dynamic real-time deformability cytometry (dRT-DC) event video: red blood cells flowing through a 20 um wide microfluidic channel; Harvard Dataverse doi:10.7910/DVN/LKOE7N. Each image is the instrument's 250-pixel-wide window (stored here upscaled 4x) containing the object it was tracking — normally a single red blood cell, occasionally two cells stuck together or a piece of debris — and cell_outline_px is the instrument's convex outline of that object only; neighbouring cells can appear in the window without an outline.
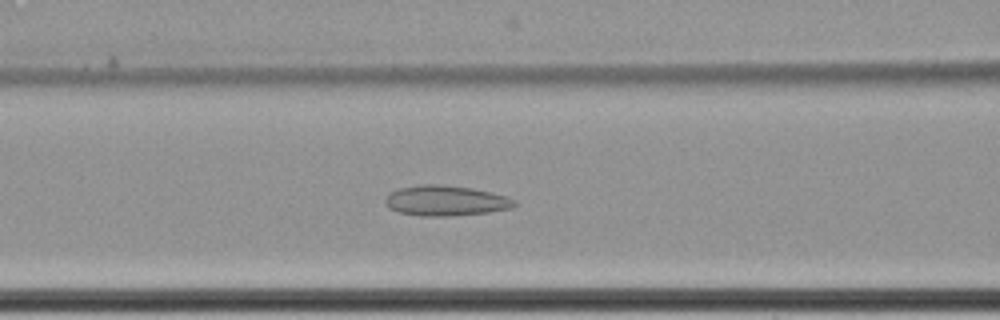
{"species": "common noctule bat (a hibernating species)", "species_latin": "Nyctalus noctula", "temperature_condition": "cold", "stored_images_in_passage": 54, "camera_frame_rate_fps": 3000, "um_per_image_px": 0.085, "animal": {"sex": "female", "body_mass_g": 22.7, "forearm_length_mm": 54.2}, "frame": {"image": 1, "passage_image": 20, "time_ms": 6.333, "image_size_px": [1000, 320], "cell_outline_px": [[516, 204], [512, 208], [488, 212], [452, 216], [420, 216], [400, 212], [388, 208], [384, 200], [388, 192], [400, 188], [420, 184], [440, 184], [472, 188], [492, 192], [508, 196], [516, 200]], "centroid_in_image_um": [37.88, 17.05], "position_along_channel_um": 128.7, "area_um2": 23.06}}
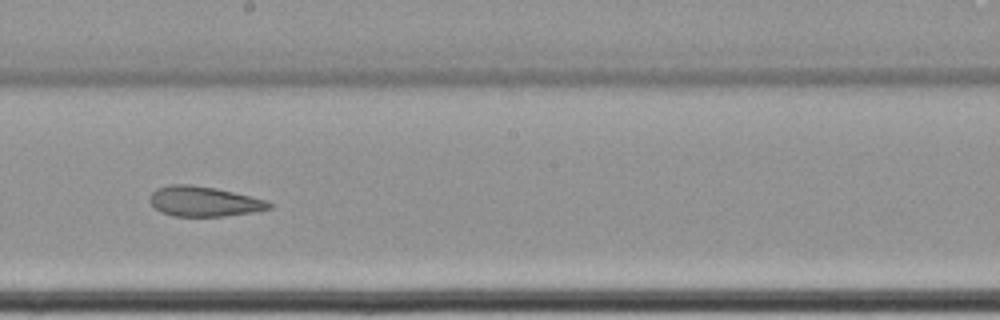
{"frame": {"image": 2, "passage_image": 29, "time_ms": 9.333, "image_size_px": [1000, 320], "cell_outline_px": [[272, 208], [252, 212], [224, 216], [172, 216], [160, 212], [148, 200], [152, 192], [156, 188], [172, 184], [192, 184], [216, 188], [264, 200], [272, 204]], "centroid_in_image_um": [17.28, 17.12], "position_along_channel_um": 230.9, "area_um2": 20.75}}
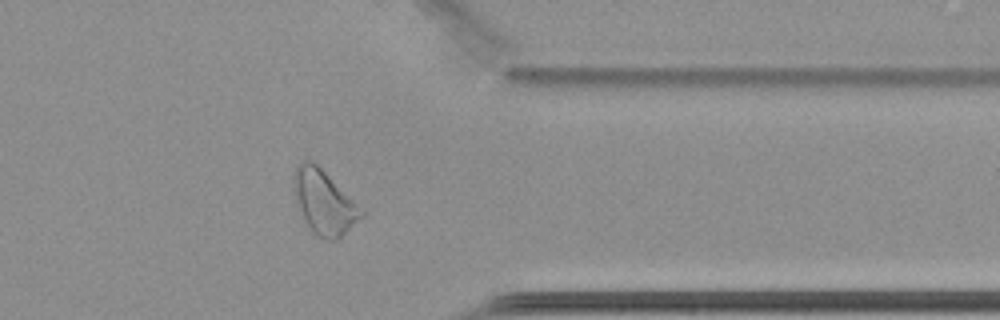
{"frame": {"image": 3, "passage_image": 43, "time_ms": 14.0, "image_size_px": [1000, 320], "cell_outline_px": [[368, 212], [364, 216], [336, 240], [324, 240], [316, 236], [304, 224], [296, 208], [292, 188], [292, 172], [296, 164], [304, 160], [312, 160], [364, 208]], "centroid_in_image_um": [27.5, 17.19], "position_along_channel_um": 383.9, "area_um2": 26.36}, "authors_computed_cell_mechanics": {"area_um2": 24.5072, "velocity_mm_per_s": 3.4132, "shape_relaxation_time_tau1_ms": null, "shape_relaxation_time_tau2_ms": 2.947, "deformation_change_tau1": null, "deformation_change_tau2": 0.1028}}